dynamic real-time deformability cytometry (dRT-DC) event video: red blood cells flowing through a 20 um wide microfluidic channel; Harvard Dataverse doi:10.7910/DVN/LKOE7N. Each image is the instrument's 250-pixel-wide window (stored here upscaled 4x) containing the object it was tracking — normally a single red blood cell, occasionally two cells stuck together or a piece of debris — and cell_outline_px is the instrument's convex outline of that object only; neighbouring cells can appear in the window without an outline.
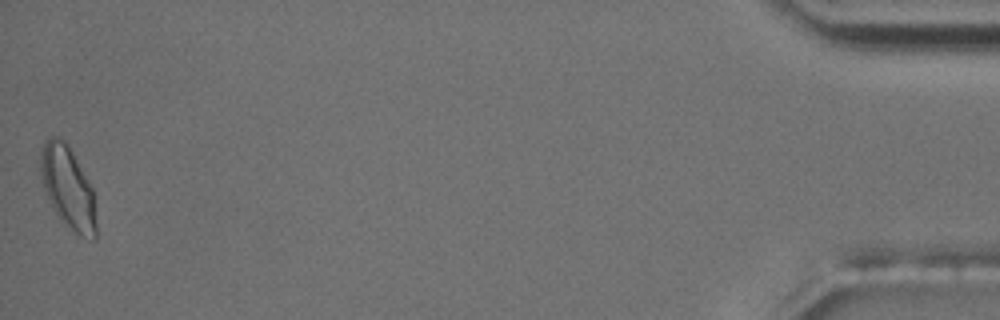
{"species": "common noctule bat (a hibernating species)", "species_latin": "Nyctalus noctula", "temperature_condition": "room temperature", "stored_images_in_passage": 45, "camera_frame_rate_fps": 3000, "um_per_image_px": 0.085, "animal": {"sex": "male", "body_mass_g": 17.5, "forearm_length_mm": 52.3}, "frame": {"image": 1, "passage_image": 45, "time_ms": 14.667, "image_size_px": [1000, 320], "cell_outline_px": [[96, 240], [92, 240], [80, 236], [56, 212], [44, 188], [40, 168], [40, 152], [44, 140], [48, 136], [56, 136], [64, 140], [72, 152], [92, 188], [96, 224]], "centroid_in_image_um": [5.77, 15.89], "position_along_channel_um": 429.4, "area_um2": 25.89}, "authors_computed_cell_mechanics": {"area_um2": 20.7502, "velocity_mm_per_s": 3.6546, "shape_relaxation_time_tau1_ms": 7.3283, "shape_relaxation_time_tau2_ms": 1.3033, "deformation_change_tau1": 0.1421, "deformation_change_tau2": 0.0512}}